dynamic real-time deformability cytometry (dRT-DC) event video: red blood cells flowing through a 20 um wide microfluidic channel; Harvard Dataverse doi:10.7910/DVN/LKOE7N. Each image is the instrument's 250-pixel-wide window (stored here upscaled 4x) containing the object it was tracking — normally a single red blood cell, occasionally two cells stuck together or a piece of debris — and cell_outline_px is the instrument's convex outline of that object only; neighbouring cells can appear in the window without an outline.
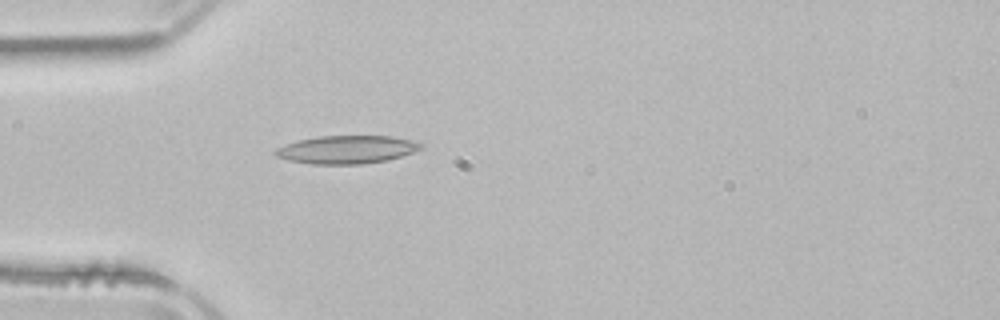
{"species": "common noctule bat (a hibernating species)", "species_latin": "Nyctalus noctula", "temperature_condition": "room temperature", "stored_images_in_passage": 2, "camera_frame_rate_fps": 3000, "um_per_image_px": 0.085, "animal": {"sex": "male", "body_mass_g": 21.5, "forearm_length_mm": 52.0}, "frame": {"image": 1, "passage_image": 2, "time_ms": 1.667, "image_size_px": [1000, 320], "cell_outline_px": [[424, 144], [420, 148], [412, 152], [388, 160], [364, 164], [312, 164], [288, 160], [276, 156], [272, 152], [276, 148], [300, 140], [316, 136], [392, 136]], "centroid_in_image_um": [29.44, 12.72], "position_along_channel_um": 55.6, "area_um2": 23.58}}